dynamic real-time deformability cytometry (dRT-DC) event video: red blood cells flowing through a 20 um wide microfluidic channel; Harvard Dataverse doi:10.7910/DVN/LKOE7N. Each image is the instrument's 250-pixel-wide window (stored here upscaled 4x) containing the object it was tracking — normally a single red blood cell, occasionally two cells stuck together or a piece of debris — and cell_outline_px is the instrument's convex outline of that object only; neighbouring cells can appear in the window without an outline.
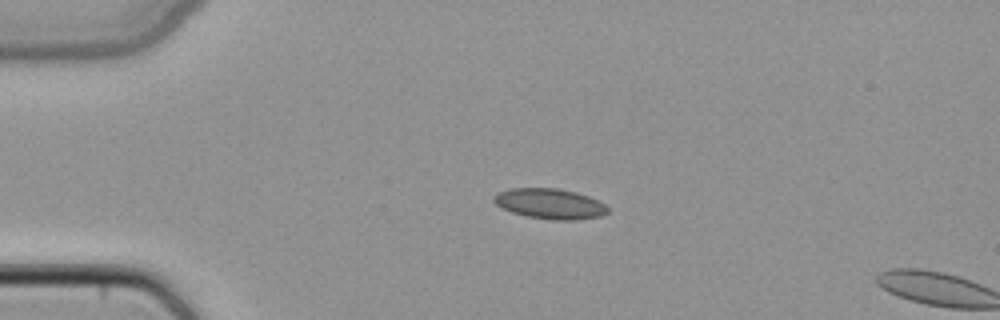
{"species": "common noctule bat (a hibernating species)", "species_latin": "Nyctalus noctula", "temperature_condition": "cold", "stored_images_in_passage": 3, "camera_frame_rate_fps": 3000, "um_per_image_px": 0.085, "animal": {"sex": "female", "body_mass_g": 22.7, "forearm_length_mm": 54.2}, "frame": {"image": 1, "passage_image": 1, "time_ms": 0.0, "image_size_px": [1000, 320], "cell_outline_px": [[608, 212], [600, 216], [576, 220], [552, 220], [528, 216], [512, 212], [496, 204], [492, 200], [492, 196], [500, 192], [512, 188], [556, 188], [576, 192], [588, 196], [604, 204], [608, 208]], "centroid_in_image_um": [46.74, 17.32], "position_along_channel_um": 38.3, "area_um2": 19.94}}